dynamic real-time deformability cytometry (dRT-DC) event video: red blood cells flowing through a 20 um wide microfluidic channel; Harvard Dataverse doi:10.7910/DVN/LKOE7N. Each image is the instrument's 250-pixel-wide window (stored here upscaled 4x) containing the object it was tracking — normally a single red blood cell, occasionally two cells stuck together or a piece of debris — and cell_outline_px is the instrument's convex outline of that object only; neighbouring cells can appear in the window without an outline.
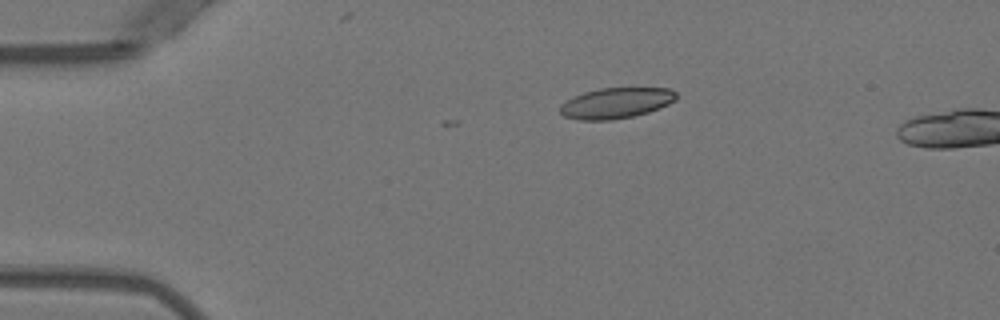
{"species": "Egyptian fruit bat (a non-hibernating species)", "species_latin": "Rousettus aegyptiacus", "temperature_condition": "warm", "stored_images_in_passage": 4, "camera_frame_rate_fps": 3000, "um_per_image_px": 0.085, "animal": {"sex": "female"}, "frame": {"image": 1, "passage_image": 1, "time_ms": 0.0, "image_size_px": [1000, 320], "cell_outline_px": [[676, 100], [660, 108], [648, 112], [632, 116], [612, 120], [580, 120], [564, 116], [560, 112], [560, 104], [584, 92], [600, 88], [668, 88], [676, 92]], "centroid_in_image_um": [52.37, 8.76], "position_along_channel_um": 32.6, "area_um2": 20.63}}